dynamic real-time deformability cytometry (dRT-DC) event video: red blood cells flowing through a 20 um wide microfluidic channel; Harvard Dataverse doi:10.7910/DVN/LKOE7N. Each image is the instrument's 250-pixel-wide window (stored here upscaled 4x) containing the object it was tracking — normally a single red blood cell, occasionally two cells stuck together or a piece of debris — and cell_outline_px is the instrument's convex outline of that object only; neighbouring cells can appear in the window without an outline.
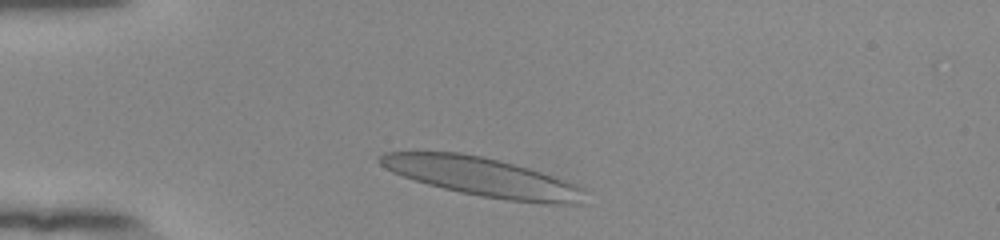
{"species": "human", "species_latin": "Homo sapiens", "temperature_condition": "room temperature", "stored_images_in_passage": 36, "camera_frame_rate_fps": 3000, "um_per_image_px": 0.085, "donor": {"sex": "female"}, "frame": {"image": 1, "passage_image": 3, "time_ms": 0.667, "image_size_px": [1000, 240], "cell_outline_px": [[584, 188], [580, 204], [552, 204], [508, 200], [480, 196], [460, 192], [428, 184], [392, 172], [380, 164], [376, 160], [384, 152], [460, 152], [500, 160], [528, 168], [552, 176]], "centroid_in_image_um": [40.97, 15.03], "position_along_channel_um": 44.0, "area_um2": 45.6}}
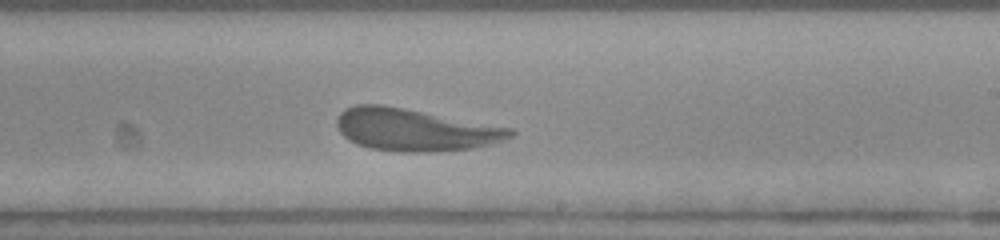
{"frame": {"image": 2, "passage_image": 22, "time_ms": 7.0, "image_size_px": [1000, 240], "cell_outline_px": [[516, 132], [512, 136], [504, 140], [492, 144], [472, 148], [432, 152], [400, 152], [368, 148], [356, 144], [344, 136], [340, 132], [336, 124], [336, 120], [340, 112], [344, 108], [356, 104], [380, 104], [404, 108], [512, 128]], "centroid_in_image_um": [35.24, 11.03], "position_along_channel_um": 253.8, "area_um2": 42.83}}
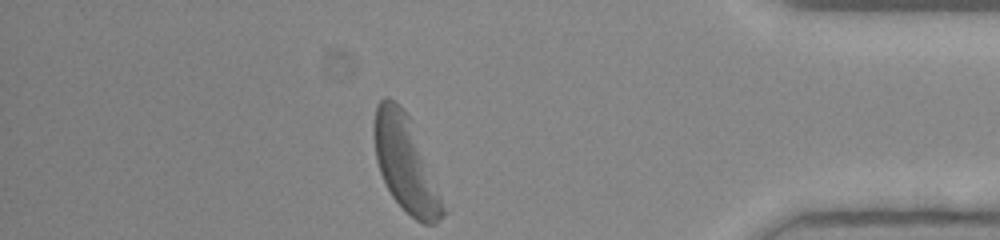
{"frame": {"image": 3, "passage_image": 36, "time_ms": 11.667, "image_size_px": [1000, 240], "cell_outline_px": [[452, 208], [436, 224], [424, 224], [416, 220], [392, 196], [380, 172], [376, 160], [372, 136], [372, 124], [376, 104], [384, 96], [388, 96], [400, 104], [408, 116]], "centroid_in_image_um": [34.56, 13.96], "position_along_channel_um": 400.6, "area_um2": 39.94}, "authors_computed_cell_mechanics": {"area_um2": 42.5408, "velocity_mm_per_s": 3.7825, "shape_relaxation_time_tau1_ms": 4.5817, "shape_relaxation_time_tau2_ms": 1.4006, "deformation_change_tau1": 0.1577, "deformation_change_tau2": 0.0842}}